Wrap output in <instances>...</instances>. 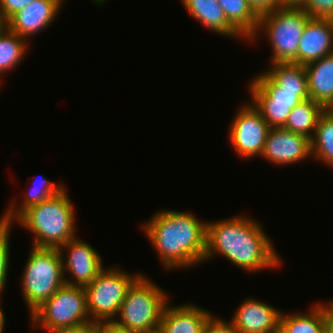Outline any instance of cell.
Returning a JSON list of instances; mask_svg holds the SVG:
<instances>
[{"instance_id":"13","label":"cell","mask_w":333,"mask_h":333,"mask_svg":"<svg viewBox=\"0 0 333 333\" xmlns=\"http://www.w3.org/2000/svg\"><path fill=\"white\" fill-rule=\"evenodd\" d=\"M63 0H34L24 9L15 13L7 22L6 27L28 40L37 32L42 31L55 20L60 12ZM28 38V39H27Z\"/></svg>"},{"instance_id":"32","label":"cell","mask_w":333,"mask_h":333,"mask_svg":"<svg viewBox=\"0 0 333 333\" xmlns=\"http://www.w3.org/2000/svg\"><path fill=\"white\" fill-rule=\"evenodd\" d=\"M306 0H281L282 7L302 8Z\"/></svg>"},{"instance_id":"30","label":"cell","mask_w":333,"mask_h":333,"mask_svg":"<svg viewBox=\"0 0 333 333\" xmlns=\"http://www.w3.org/2000/svg\"><path fill=\"white\" fill-rule=\"evenodd\" d=\"M96 328H97L96 322H87L75 327L57 329L51 333H95Z\"/></svg>"},{"instance_id":"18","label":"cell","mask_w":333,"mask_h":333,"mask_svg":"<svg viewBox=\"0 0 333 333\" xmlns=\"http://www.w3.org/2000/svg\"><path fill=\"white\" fill-rule=\"evenodd\" d=\"M192 17L210 31L223 36L244 38L227 20L217 0H181Z\"/></svg>"},{"instance_id":"19","label":"cell","mask_w":333,"mask_h":333,"mask_svg":"<svg viewBox=\"0 0 333 333\" xmlns=\"http://www.w3.org/2000/svg\"><path fill=\"white\" fill-rule=\"evenodd\" d=\"M333 314L331 302L315 304L308 313H281L279 333H321L326 320Z\"/></svg>"},{"instance_id":"5","label":"cell","mask_w":333,"mask_h":333,"mask_svg":"<svg viewBox=\"0 0 333 333\" xmlns=\"http://www.w3.org/2000/svg\"><path fill=\"white\" fill-rule=\"evenodd\" d=\"M159 286L141 275L128 289L113 323L136 333L158 329L169 296Z\"/></svg>"},{"instance_id":"28","label":"cell","mask_w":333,"mask_h":333,"mask_svg":"<svg viewBox=\"0 0 333 333\" xmlns=\"http://www.w3.org/2000/svg\"><path fill=\"white\" fill-rule=\"evenodd\" d=\"M34 0H0V14L7 22L15 13L24 9Z\"/></svg>"},{"instance_id":"3","label":"cell","mask_w":333,"mask_h":333,"mask_svg":"<svg viewBox=\"0 0 333 333\" xmlns=\"http://www.w3.org/2000/svg\"><path fill=\"white\" fill-rule=\"evenodd\" d=\"M249 84L252 105L270 128H281L300 102L309 99L305 66L274 63Z\"/></svg>"},{"instance_id":"36","label":"cell","mask_w":333,"mask_h":333,"mask_svg":"<svg viewBox=\"0 0 333 333\" xmlns=\"http://www.w3.org/2000/svg\"><path fill=\"white\" fill-rule=\"evenodd\" d=\"M6 27V22L4 21V19L1 17L0 14V32H2L4 30V28Z\"/></svg>"},{"instance_id":"16","label":"cell","mask_w":333,"mask_h":333,"mask_svg":"<svg viewBox=\"0 0 333 333\" xmlns=\"http://www.w3.org/2000/svg\"><path fill=\"white\" fill-rule=\"evenodd\" d=\"M210 312L194 304L170 306L166 304L159 329L162 333H202Z\"/></svg>"},{"instance_id":"27","label":"cell","mask_w":333,"mask_h":333,"mask_svg":"<svg viewBox=\"0 0 333 333\" xmlns=\"http://www.w3.org/2000/svg\"><path fill=\"white\" fill-rule=\"evenodd\" d=\"M202 333H239L232 321L225 322L220 317L211 315L204 325Z\"/></svg>"},{"instance_id":"26","label":"cell","mask_w":333,"mask_h":333,"mask_svg":"<svg viewBox=\"0 0 333 333\" xmlns=\"http://www.w3.org/2000/svg\"><path fill=\"white\" fill-rule=\"evenodd\" d=\"M302 9L310 18H327L333 11V0H306Z\"/></svg>"},{"instance_id":"21","label":"cell","mask_w":333,"mask_h":333,"mask_svg":"<svg viewBox=\"0 0 333 333\" xmlns=\"http://www.w3.org/2000/svg\"><path fill=\"white\" fill-rule=\"evenodd\" d=\"M324 111L325 109L313 99L309 98L307 100H303L294 109H292L285 125L282 128L297 134H302L311 139L314 134L318 118Z\"/></svg>"},{"instance_id":"14","label":"cell","mask_w":333,"mask_h":333,"mask_svg":"<svg viewBox=\"0 0 333 333\" xmlns=\"http://www.w3.org/2000/svg\"><path fill=\"white\" fill-rule=\"evenodd\" d=\"M256 299L246 298L231 319L239 333H279L282 311Z\"/></svg>"},{"instance_id":"33","label":"cell","mask_w":333,"mask_h":333,"mask_svg":"<svg viewBox=\"0 0 333 333\" xmlns=\"http://www.w3.org/2000/svg\"><path fill=\"white\" fill-rule=\"evenodd\" d=\"M321 333H333V314L326 320Z\"/></svg>"},{"instance_id":"29","label":"cell","mask_w":333,"mask_h":333,"mask_svg":"<svg viewBox=\"0 0 333 333\" xmlns=\"http://www.w3.org/2000/svg\"><path fill=\"white\" fill-rule=\"evenodd\" d=\"M247 2L258 16L282 7L281 0H247Z\"/></svg>"},{"instance_id":"12","label":"cell","mask_w":333,"mask_h":333,"mask_svg":"<svg viewBox=\"0 0 333 333\" xmlns=\"http://www.w3.org/2000/svg\"><path fill=\"white\" fill-rule=\"evenodd\" d=\"M311 154L310 139L284 128H270L262 158L276 165H291L302 161Z\"/></svg>"},{"instance_id":"6","label":"cell","mask_w":333,"mask_h":333,"mask_svg":"<svg viewBox=\"0 0 333 333\" xmlns=\"http://www.w3.org/2000/svg\"><path fill=\"white\" fill-rule=\"evenodd\" d=\"M21 276L22 297L30 314L65 284L58 248L33 247Z\"/></svg>"},{"instance_id":"37","label":"cell","mask_w":333,"mask_h":333,"mask_svg":"<svg viewBox=\"0 0 333 333\" xmlns=\"http://www.w3.org/2000/svg\"><path fill=\"white\" fill-rule=\"evenodd\" d=\"M327 20L329 21L330 26L333 28V11H332V13L327 17Z\"/></svg>"},{"instance_id":"25","label":"cell","mask_w":333,"mask_h":333,"mask_svg":"<svg viewBox=\"0 0 333 333\" xmlns=\"http://www.w3.org/2000/svg\"><path fill=\"white\" fill-rule=\"evenodd\" d=\"M12 222H10L1 232H0V292L4 291L5 284L7 282V272L9 266V235L11 230Z\"/></svg>"},{"instance_id":"17","label":"cell","mask_w":333,"mask_h":333,"mask_svg":"<svg viewBox=\"0 0 333 333\" xmlns=\"http://www.w3.org/2000/svg\"><path fill=\"white\" fill-rule=\"evenodd\" d=\"M309 98L333 109V54L305 65Z\"/></svg>"},{"instance_id":"11","label":"cell","mask_w":333,"mask_h":333,"mask_svg":"<svg viewBox=\"0 0 333 333\" xmlns=\"http://www.w3.org/2000/svg\"><path fill=\"white\" fill-rule=\"evenodd\" d=\"M66 250V259L62 250ZM61 253L64 275L66 271L71 274V279H66L65 284L82 286L93 282L104 269L102 258L95 249L77 236L58 248ZM66 260V261H65ZM75 278V279H74Z\"/></svg>"},{"instance_id":"1","label":"cell","mask_w":333,"mask_h":333,"mask_svg":"<svg viewBox=\"0 0 333 333\" xmlns=\"http://www.w3.org/2000/svg\"><path fill=\"white\" fill-rule=\"evenodd\" d=\"M254 221L238 215L218 222H207L204 262L218 253L246 271L257 272L281 266L270 237L261 224Z\"/></svg>"},{"instance_id":"39","label":"cell","mask_w":333,"mask_h":333,"mask_svg":"<svg viewBox=\"0 0 333 333\" xmlns=\"http://www.w3.org/2000/svg\"><path fill=\"white\" fill-rule=\"evenodd\" d=\"M148 333H162L161 330L158 328V329H155V330H152Z\"/></svg>"},{"instance_id":"7","label":"cell","mask_w":333,"mask_h":333,"mask_svg":"<svg viewBox=\"0 0 333 333\" xmlns=\"http://www.w3.org/2000/svg\"><path fill=\"white\" fill-rule=\"evenodd\" d=\"M309 18L302 8H278L259 16L257 32L249 41H257L258 33L265 32L273 50L271 64L297 63L299 41Z\"/></svg>"},{"instance_id":"24","label":"cell","mask_w":333,"mask_h":333,"mask_svg":"<svg viewBox=\"0 0 333 333\" xmlns=\"http://www.w3.org/2000/svg\"><path fill=\"white\" fill-rule=\"evenodd\" d=\"M27 42L7 27L0 32V77L20 64L27 53Z\"/></svg>"},{"instance_id":"9","label":"cell","mask_w":333,"mask_h":333,"mask_svg":"<svg viewBox=\"0 0 333 333\" xmlns=\"http://www.w3.org/2000/svg\"><path fill=\"white\" fill-rule=\"evenodd\" d=\"M140 276L141 273L127 274L116 266L103 269L93 282L85 286L91 321L113 322L128 289Z\"/></svg>"},{"instance_id":"22","label":"cell","mask_w":333,"mask_h":333,"mask_svg":"<svg viewBox=\"0 0 333 333\" xmlns=\"http://www.w3.org/2000/svg\"><path fill=\"white\" fill-rule=\"evenodd\" d=\"M310 142L312 157L333 167V109L325 110L319 116Z\"/></svg>"},{"instance_id":"23","label":"cell","mask_w":333,"mask_h":333,"mask_svg":"<svg viewBox=\"0 0 333 333\" xmlns=\"http://www.w3.org/2000/svg\"><path fill=\"white\" fill-rule=\"evenodd\" d=\"M32 187L29 189L27 195L23 197V201L20 203L21 205L16 207L15 203H10L8 209H6L7 217L10 222H14L15 219L29 206L38 204L50 197L59 194L62 190L66 189L65 186L60 183L55 184L48 180L45 176L40 177V179L32 180ZM25 198V199H24Z\"/></svg>"},{"instance_id":"8","label":"cell","mask_w":333,"mask_h":333,"mask_svg":"<svg viewBox=\"0 0 333 333\" xmlns=\"http://www.w3.org/2000/svg\"><path fill=\"white\" fill-rule=\"evenodd\" d=\"M33 327L42 326L48 333L91 321L85 287L64 284L30 314Z\"/></svg>"},{"instance_id":"15","label":"cell","mask_w":333,"mask_h":333,"mask_svg":"<svg viewBox=\"0 0 333 333\" xmlns=\"http://www.w3.org/2000/svg\"><path fill=\"white\" fill-rule=\"evenodd\" d=\"M333 54V28L327 18H309L299 41L297 64L307 65Z\"/></svg>"},{"instance_id":"34","label":"cell","mask_w":333,"mask_h":333,"mask_svg":"<svg viewBox=\"0 0 333 333\" xmlns=\"http://www.w3.org/2000/svg\"><path fill=\"white\" fill-rule=\"evenodd\" d=\"M10 223L7 217V212H4L3 216L0 218V232Z\"/></svg>"},{"instance_id":"20","label":"cell","mask_w":333,"mask_h":333,"mask_svg":"<svg viewBox=\"0 0 333 333\" xmlns=\"http://www.w3.org/2000/svg\"><path fill=\"white\" fill-rule=\"evenodd\" d=\"M228 22L244 37L250 40L257 32L259 16L247 0H217Z\"/></svg>"},{"instance_id":"31","label":"cell","mask_w":333,"mask_h":333,"mask_svg":"<svg viewBox=\"0 0 333 333\" xmlns=\"http://www.w3.org/2000/svg\"><path fill=\"white\" fill-rule=\"evenodd\" d=\"M97 333H136L116 326L113 322L97 323Z\"/></svg>"},{"instance_id":"38","label":"cell","mask_w":333,"mask_h":333,"mask_svg":"<svg viewBox=\"0 0 333 333\" xmlns=\"http://www.w3.org/2000/svg\"><path fill=\"white\" fill-rule=\"evenodd\" d=\"M92 1H94L96 4H98V3L99 4H101V3L104 4V2L108 1V0H92Z\"/></svg>"},{"instance_id":"10","label":"cell","mask_w":333,"mask_h":333,"mask_svg":"<svg viewBox=\"0 0 333 333\" xmlns=\"http://www.w3.org/2000/svg\"><path fill=\"white\" fill-rule=\"evenodd\" d=\"M244 105L233 118L228 132L229 140L240 157L261 156L270 127L252 103Z\"/></svg>"},{"instance_id":"4","label":"cell","mask_w":333,"mask_h":333,"mask_svg":"<svg viewBox=\"0 0 333 333\" xmlns=\"http://www.w3.org/2000/svg\"><path fill=\"white\" fill-rule=\"evenodd\" d=\"M73 204L67 190L29 206L14 221L32 232V247L59 248L76 237Z\"/></svg>"},{"instance_id":"35","label":"cell","mask_w":333,"mask_h":333,"mask_svg":"<svg viewBox=\"0 0 333 333\" xmlns=\"http://www.w3.org/2000/svg\"><path fill=\"white\" fill-rule=\"evenodd\" d=\"M0 297H1V292H0ZM4 327H5V315H4V312L2 310V307L0 306V333H4L3 332Z\"/></svg>"},{"instance_id":"2","label":"cell","mask_w":333,"mask_h":333,"mask_svg":"<svg viewBox=\"0 0 333 333\" xmlns=\"http://www.w3.org/2000/svg\"><path fill=\"white\" fill-rule=\"evenodd\" d=\"M206 223L190 212L164 209L152 215L141 227L157 251L164 269L172 270L203 263Z\"/></svg>"}]
</instances>
